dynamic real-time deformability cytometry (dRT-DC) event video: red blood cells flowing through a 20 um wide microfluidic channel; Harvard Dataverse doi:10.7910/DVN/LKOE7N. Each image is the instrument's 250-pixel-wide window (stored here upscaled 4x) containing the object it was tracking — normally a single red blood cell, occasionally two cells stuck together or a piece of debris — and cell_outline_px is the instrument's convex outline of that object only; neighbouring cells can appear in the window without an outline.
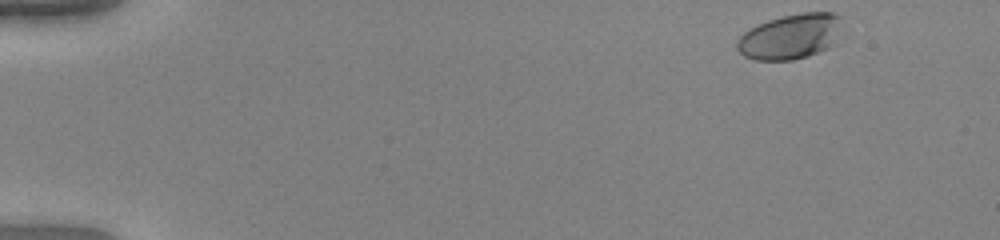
{"species": "human", "species_latin": "Homo sapiens", "temperature_condition": "warm", "stored_images_in_passage": 49, "camera_frame_rate_fps": 3000, "um_per_image_px": 0.085, "donor": {"sex": "female"}, "frame": {"image": 1, "passage_image": 1, "time_ms": 0.0, "image_size_px": [1000, 240], "cell_outline_px": [[840, 36], [836, 44], [828, 48], [808, 56], [792, 60], [756, 60], [744, 56], [736, 48], [736, 40], [744, 32], [756, 24], [768, 20], [784, 16], [804, 12], [832, 12], [840, 16]], "centroid_in_image_um": [67.19, 3.11], "position_along_channel_um": 17.8, "area_um2": 27.92}}
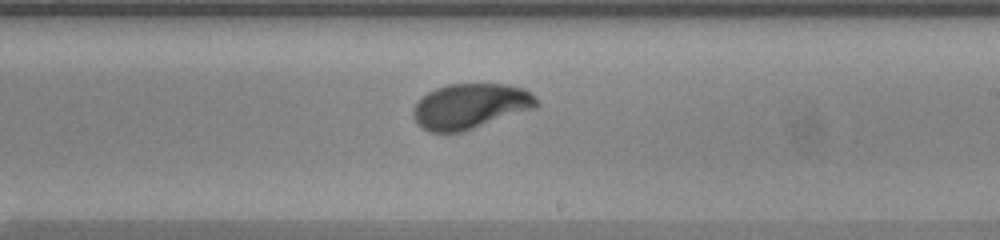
{"frame": {"image": 2, "passage_image": 29, "time_ms": 9.333, "image_size_px": [1000, 240], "cell_outline_px": [[540, 104], [536, 108], [460, 132], [432, 132], [424, 128], [412, 116], [412, 108], [428, 92], [436, 88], [448, 84], [504, 84], [524, 88], [536, 96], [540, 100]], "centroid_in_image_um": [40.02, 9.01], "position_along_channel_um": 249.0, "area_um2": 32.31}}
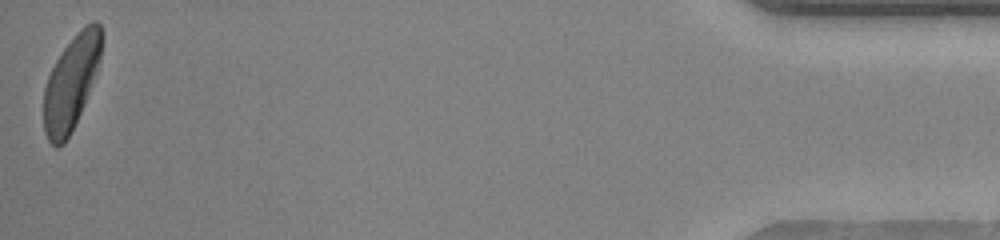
{"frame": {"image": 3, "passage_image": 49, "time_ms": 16.0, "image_size_px": [1000, 240], "cell_outline_px": [[104, 40], [100, 60], [96, 72], [84, 104], [64, 144], [56, 148], [48, 140], [44, 132], [44, 88], [48, 76], [56, 60], [64, 48], [76, 32], [84, 24], [92, 20], [96, 20], [100, 24], [104, 32]], "centroid_in_image_um": [6.08, 6.94], "position_along_channel_um": 429.1, "area_um2": 31.79}, "authors_computed_cell_mechanics": {"area_um2": 31.4432, "velocity_mm_per_s": 3.9433, "shape_relaxation_time_tau1_ms": 2.6706, "shape_relaxation_time_tau2_ms": 1.0671, "deformation_change_tau1": 0.1508, "deformation_change_tau2": 0.0551}}